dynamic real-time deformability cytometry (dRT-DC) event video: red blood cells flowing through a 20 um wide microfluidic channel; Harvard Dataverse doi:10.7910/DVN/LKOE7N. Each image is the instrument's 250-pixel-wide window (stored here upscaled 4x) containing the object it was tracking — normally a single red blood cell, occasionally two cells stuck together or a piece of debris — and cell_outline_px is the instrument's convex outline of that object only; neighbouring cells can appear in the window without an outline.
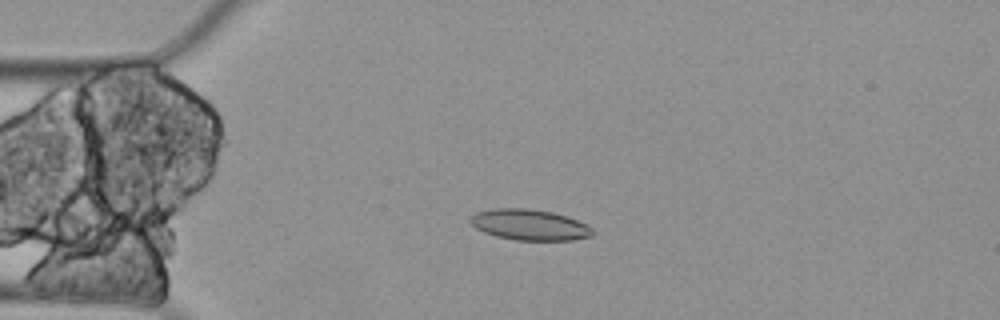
{"species": "Egyptian fruit bat (a non-hibernating species)", "species_latin": "Rousettus aegyptiacus", "temperature_condition": "cold", "stored_images_in_passage": 4, "camera_frame_rate_fps": 3000, "um_per_image_px": 0.085, "animal": {"sex": "female"}, "frame": {"image": 1, "passage_image": 4, "time_ms": 1.0, "image_size_px": [1000, 320], "cell_outline_px": [[596, 232], [592, 236], [572, 240], [516, 240], [496, 236], [484, 232], [476, 228], [468, 220], [476, 212], [496, 208], [528, 208], [552, 212], [568, 216], [592, 228]], "centroid_in_image_um": [45.02, 19.1], "position_along_channel_um": 40.0, "area_um2": 21.96}}